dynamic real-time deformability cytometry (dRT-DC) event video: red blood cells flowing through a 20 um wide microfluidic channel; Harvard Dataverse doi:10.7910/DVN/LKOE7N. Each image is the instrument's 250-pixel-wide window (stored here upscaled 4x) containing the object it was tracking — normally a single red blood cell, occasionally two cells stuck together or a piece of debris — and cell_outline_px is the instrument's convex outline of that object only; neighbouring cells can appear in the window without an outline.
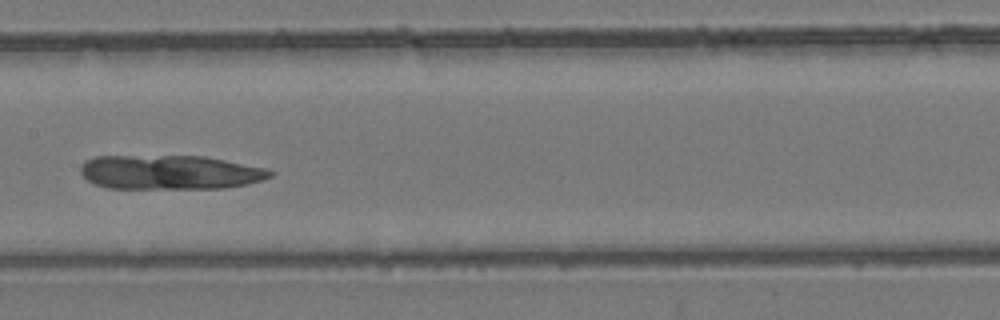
{"species": "common noctule bat (a hibernating species)", "species_latin": "Nyctalus noctula", "temperature_condition": "room temperature", "stored_images_in_passage": 5, "camera_frame_rate_fps": 3000, "um_per_image_px": 0.085, "animal": {"sex": "female", "body_mass_g": 24.6, "forearm_length_mm": 56.2}, "frame": {"image": 1, "passage_image": 5, "time_ms": 4.667, "image_size_px": [1000, 320], "cell_outline_px": [[276, 172], [272, 176], [260, 180], [244, 184], [224, 188], [104, 188], [92, 184], [80, 172], [80, 168], [84, 160], [96, 156], [204, 156], [268, 168]], "centroid_in_image_um": [14.42, 14.64], "position_along_channel_um": 193.0, "area_um2": 38.03}}